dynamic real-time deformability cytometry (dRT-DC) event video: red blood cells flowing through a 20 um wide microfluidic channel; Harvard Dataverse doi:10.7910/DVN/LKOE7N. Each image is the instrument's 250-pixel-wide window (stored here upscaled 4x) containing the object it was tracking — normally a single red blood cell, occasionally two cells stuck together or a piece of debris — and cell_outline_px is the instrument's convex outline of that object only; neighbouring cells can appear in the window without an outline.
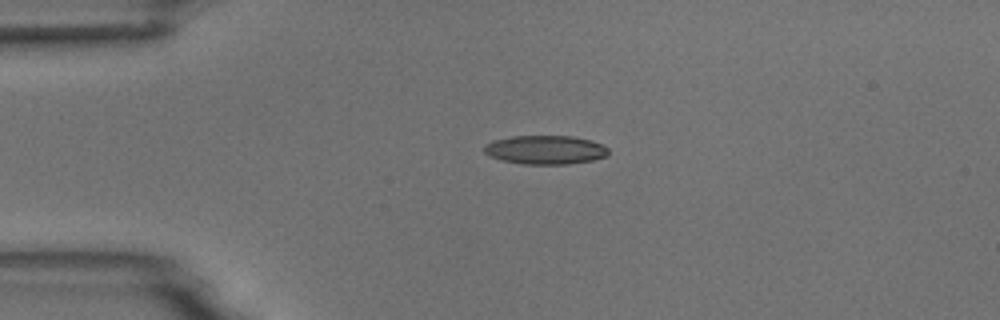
{"species": "common noctule bat (a hibernating species)", "species_latin": "Nyctalus noctula", "temperature_condition": "room temperature", "stored_images_in_passage": 2, "camera_frame_rate_fps": 3000, "um_per_image_px": 0.085, "animal": {"sex": "male", "body_mass_g": 18.8}, "frame": {"image": 1, "passage_image": 1, "time_ms": 0.0, "image_size_px": [1000, 320], "cell_outline_px": [[608, 156], [592, 160], [568, 164], [524, 164], [504, 160], [492, 156], [484, 152], [484, 144], [492, 140], [512, 136], [572, 136], [592, 140], [608, 148]], "centroid_in_image_um": [46.37, 12.72], "position_along_channel_um": 38.6, "area_um2": 20.81}}